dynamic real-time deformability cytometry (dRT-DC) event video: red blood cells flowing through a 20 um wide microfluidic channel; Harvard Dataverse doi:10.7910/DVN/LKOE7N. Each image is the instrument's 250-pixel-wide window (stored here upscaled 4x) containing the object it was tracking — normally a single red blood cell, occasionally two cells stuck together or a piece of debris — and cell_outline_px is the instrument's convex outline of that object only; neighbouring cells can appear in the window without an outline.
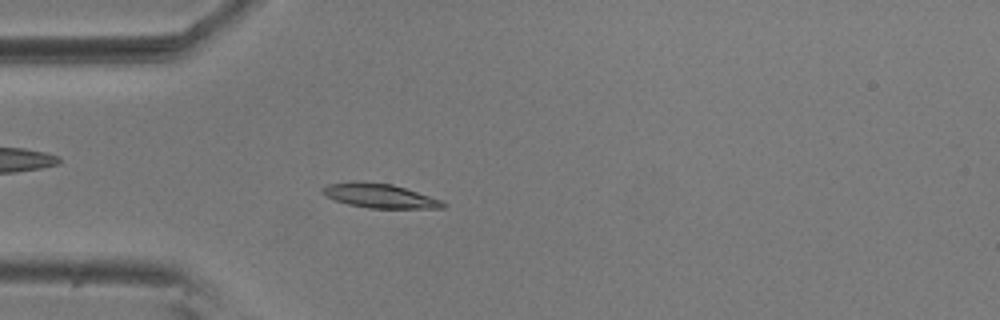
{"species": "common noctule bat (a hibernating species)", "species_latin": "Nyctalus noctula", "temperature_condition": "room temperature", "stored_images_in_passage": 47, "camera_frame_rate_fps": 3000, "um_per_image_px": 0.085, "animal": {"sex": "male", "body_mass_g": 20.5, "forearm_length_mm": 52.5}, "frame": {"image": 1, "passage_image": 7, "time_ms": 2.0, "image_size_px": [1000, 320], "cell_outline_px": [[448, 204], [444, 208], [368, 208], [348, 204], [324, 196], [320, 192], [320, 188], [328, 184], [352, 180], [360, 180], [392, 184], [440, 200]], "centroid_in_image_um": [32.18, 16.62], "position_along_channel_um": 52.8, "area_um2": 17.17}}
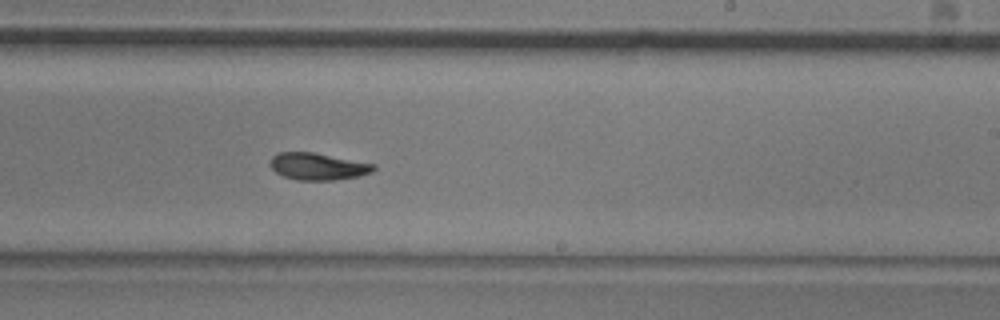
{"frame": {"image": 2, "passage_image": 25, "time_ms": 8.0, "image_size_px": [1000, 320], "cell_outline_px": [[376, 168], [372, 172], [360, 176], [332, 180], [296, 180], [284, 176], [276, 172], [268, 164], [272, 156], [276, 152], [312, 152], [376, 164]], "centroid_in_image_um": [27.01, 14.14], "position_along_channel_um": 262.0, "area_um2": 16.36}}
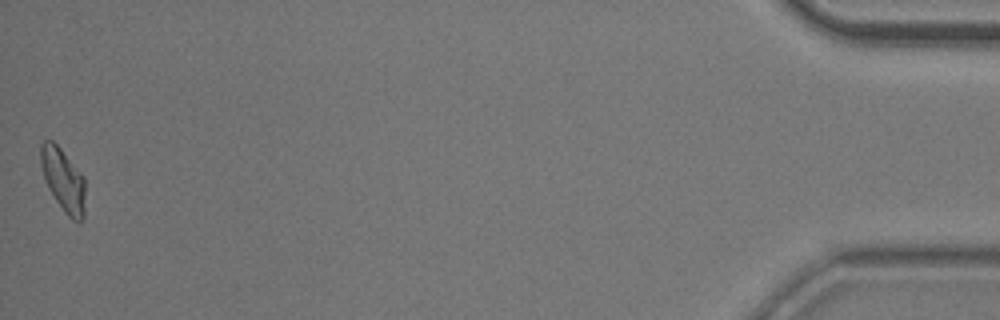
{"frame": {"image": 3, "passage_image": 47, "time_ms": 15.333, "image_size_px": [1000, 320], "cell_outline_px": [[84, 220], [80, 224], [72, 220], [64, 212], [48, 188], [40, 164], [40, 144], [44, 140], [52, 140], [60, 148], [84, 176]], "centroid_in_image_um": [5.38, 15.32], "position_along_channel_um": 429.8, "area_um2": 16.42}, "authors_computed_cell_mechanics": {"area_um2": 16.4152, "velocity_mm_per_s": 3.6084, "shape_relaxation_time_tau1_ms": 5.2574, "shape_relaxation_time_tau2_ms": 2.7884, "deformation_change_tau1": 0.1337, "deformation_change_tau2": 0.0622}}